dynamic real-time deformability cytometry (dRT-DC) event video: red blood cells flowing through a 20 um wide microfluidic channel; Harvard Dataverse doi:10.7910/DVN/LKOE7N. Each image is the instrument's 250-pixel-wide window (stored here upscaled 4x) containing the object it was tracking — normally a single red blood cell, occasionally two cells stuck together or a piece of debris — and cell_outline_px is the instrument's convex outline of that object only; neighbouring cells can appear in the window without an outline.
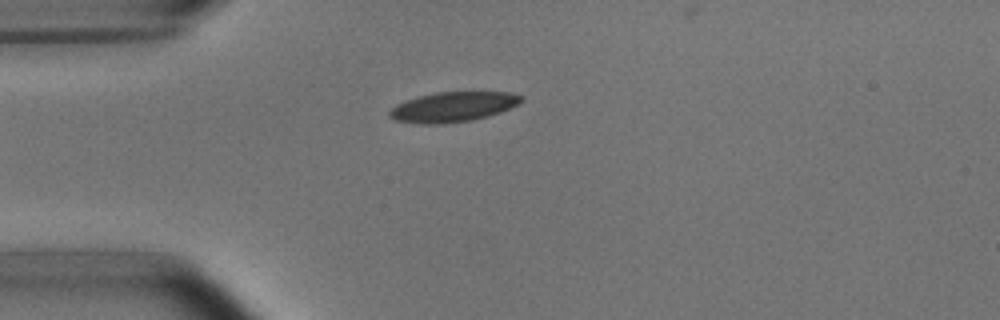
{"species": "common noctule bat (a hibernating species)", "species_latin": "Nyctalus noctula", "temperature_condition": "room temperature", "stored_images_in_passage": 36, "camera_frame_rate_fps": 3000, "um_per_image_px": 0.085, "animal": {"sex": "male", "body_mass_g": 15.6}, "frame": {"image": 1, "passage_image": 2, "time_ms": 0.333, "image_size_px": [1000, 320], "cell_outline_px": [[524, 100], [500, 112], [472, 120], [440, 124], [420, 124], [396, 120], [388, 116], [388, 112], [396, 104], [404, 100], [436, 92], [508, 92], [520, 96]], "centroid_in_image_um": [38.44, 9.09], "position_along_channel_um": 46.6, "area_um2": 22.77}}
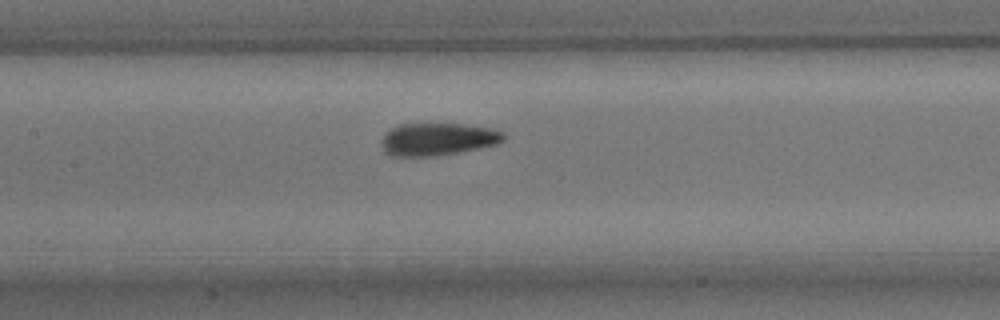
{"frame": {"image": 2, "passage_image": 13, "time_ms": 4.0, "image_size_px": [1000, 320], "cell_outline_px": [[504, 140], [496, 144], [456, 152], [432, 156], [392, 156], [384, 152], [380, 144], [380, 140], [384, 132], [388, 128], [400, 124], [464, 124], [492, 128], [504, 132]], "centroid_in_image_um": [37.12, 11.82], "position_along_channel_um": 170.3, "area_um2": 23.24}}
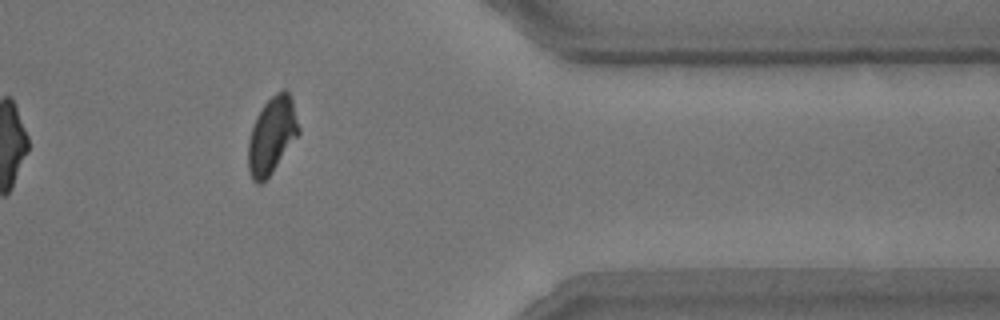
{"frame": {"image": 3, "passage_image": 32, "time_ms": 10.333, "image_size_px": [1000, 320], "cell_outline_px": [[300, 132], [272, 172], [260, 184], [256, 184], [252, 180], [248, 168], [248, 140], [252, 128], [264, 104], [276, 92], [284, 88], [288, 92], [292, 100], [300, 128]], "centroid_in_image_um": [23.11, 11.51], "position_along_channel_um": 388.3, "area_um2": 22.2}, "authors_computed_cell_mechanics": {"area_um2": 22.9466, "velocity_mm_per_s": 3.7458, "shape_relaxation_time_tau1_ms": 3.1907, "shape_relaxation_time_tau2_ms": 1.5715, "deformation_change_tau1": 0.1219, "deformation_change_tau2": 0.0742}}